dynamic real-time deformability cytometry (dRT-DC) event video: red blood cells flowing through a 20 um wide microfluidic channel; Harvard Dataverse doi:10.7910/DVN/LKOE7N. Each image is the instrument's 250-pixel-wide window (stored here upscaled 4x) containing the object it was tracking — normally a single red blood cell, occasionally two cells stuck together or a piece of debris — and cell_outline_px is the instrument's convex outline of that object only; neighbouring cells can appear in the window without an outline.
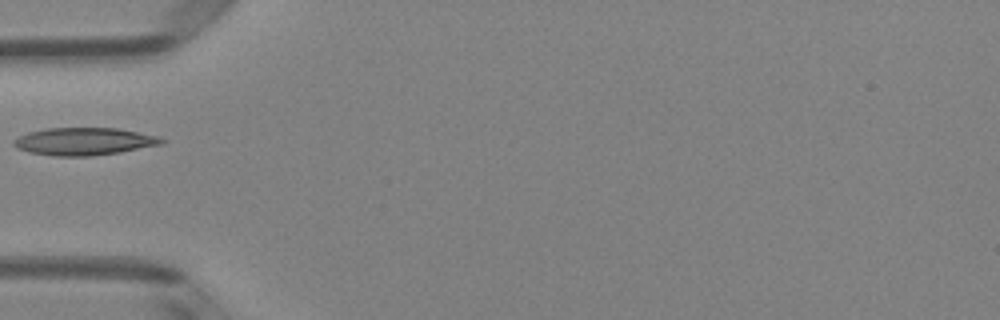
{"species": "Egyptian fruit bat (a non-hibernating species)", "species_latin": "Rousettus aegyptiacus", "temperature_condition": "room temperature", "stored_images_in_passage": 34, "camera_frame_rate_fps": 3000, "um_per_image_px": 0.085, "animal": {"sex": "female"}, "frame": {"image": 1, "passage_image": 1, "time_ms": 0.0, "image_size_px": [1000, 320], "cell_outline_px": [[164, 144], [120, 152], [92, 156], [52, 156], [28, 152], [16, 148], [12, 144], [12, 140], [28, 132], [48, 128], [116, 128], [160, 136], [164, 140]], "centroid_in_image_um": [7.14, 12.02], "position_along_channel_um": 77.9, "area_um2": 23.87}}
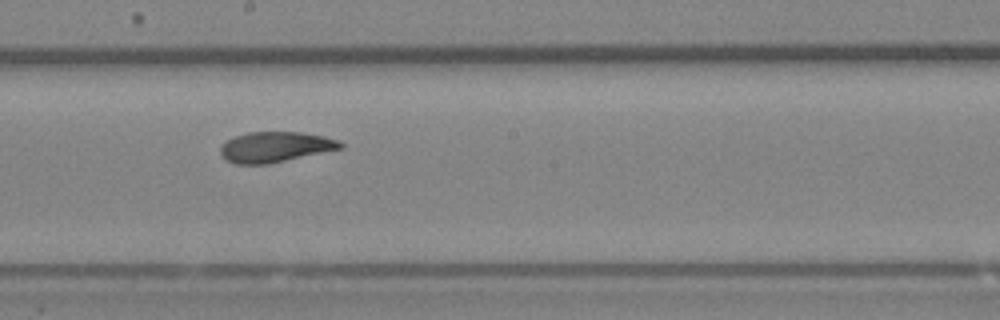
{"frame": {"image": 2, "passage_image": 12, "time_ms": 3.667, "image_size_px": [1000, 320], "cell_outline_px": [[344, 148], [268, 164], [236, 164], [224, 160], [220, 156], [220, 148], [228, 140], [236, 136], [248, 132], [300, 132], [324, 136], [340, 140], [344, 144]], "centroid_in_image_um": [23.41, 12.5], "position_along_channel_um": 224.8, "area_um2": 21.39}}
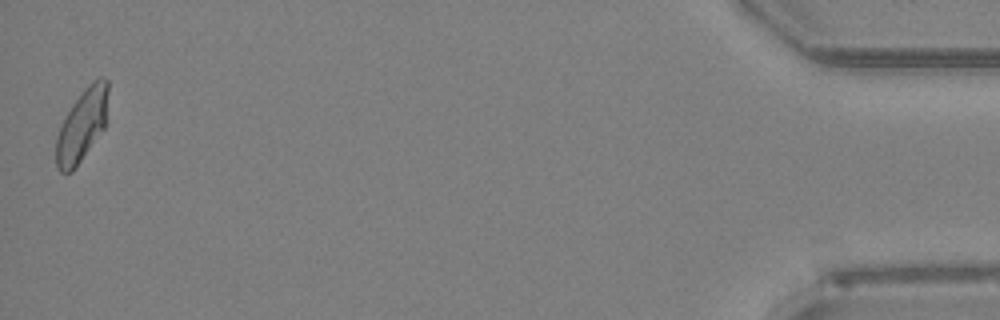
{"frame": {"image": 3, "passage_image": 34, "time_ms": 11.0, "image_size_px": [1000, 320], "cell_outline_px": [[108, 92], [104, 128], [76, 168], [72, 172], [60, 172], [56, 168], [56, 136], [72, 104], [84, 88], [92, 80], [100, 76], [104, 76], [108, 80]], "centroid_in_image_um": [6.97, 10.64], "position_along_channel_um": 428.2, "area_um2": 21.85}}